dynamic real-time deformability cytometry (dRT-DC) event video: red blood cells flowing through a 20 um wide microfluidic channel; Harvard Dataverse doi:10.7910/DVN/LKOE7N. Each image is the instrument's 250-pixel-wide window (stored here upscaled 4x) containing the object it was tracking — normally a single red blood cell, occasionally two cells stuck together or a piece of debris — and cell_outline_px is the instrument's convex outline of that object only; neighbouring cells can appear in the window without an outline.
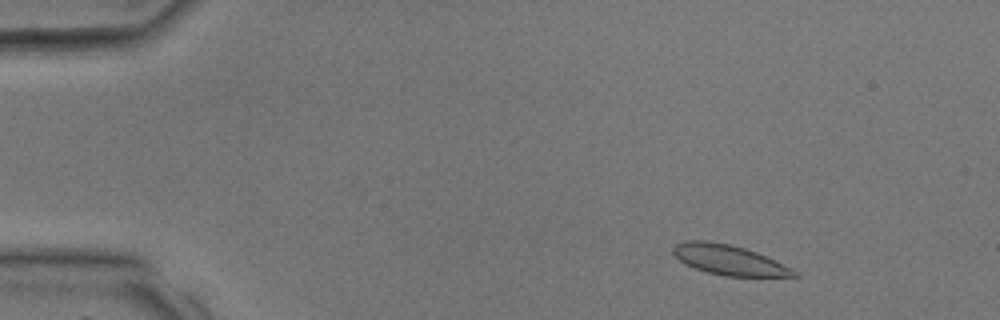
{"species": "common noctule bat (a hibernating species)", "species_latin": "Nyctalus noctula", "temperature_condition": "room temperature", "stored_images_in_passage": 35, "camera_frame_rate_fps": 3000, "um_per_image_px": 0.085, "animal": {"sex": "male", "body_mass_g": 17.9, "forearm_length_mm": 54.2}, "frame": {"image": 1, "passage_image": 4, "time_ms": 1.0, "image_size_px": [1000, 320], "cell_outline_px": [[800, 276], [724, 276], [708, 272], [696, 268], [680, 260], [672, 252], [672, 248], [676, 244], [684, 240], [704, 240], [728, 244], [744, 248], [756, 252], [796, 272]], "centroid_in_image_um": [61.88, 22.08], "position_along_channel_um": 23.1, "area_um2": 20.46}}
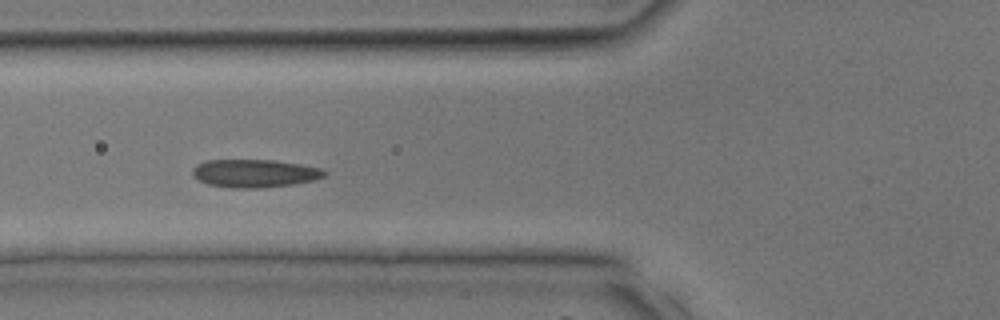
{"frame": {"image": 2, "passage_image": 13, "time_ms": 4.0, "image_size_px": [1000, 320], "cell_outline_px": [[328, 172], [324, 176], [312, 180], [292, 184], [260, 188], [232, 188], [208, 184], [192, 176], [192, 168], [196, 164], [204, 160], [276, 160], [324, 168]], "centroid_in_image_um": [21.63, 14.72], "position_along_channel_um": 104.2, "area_um2": 21.68}}
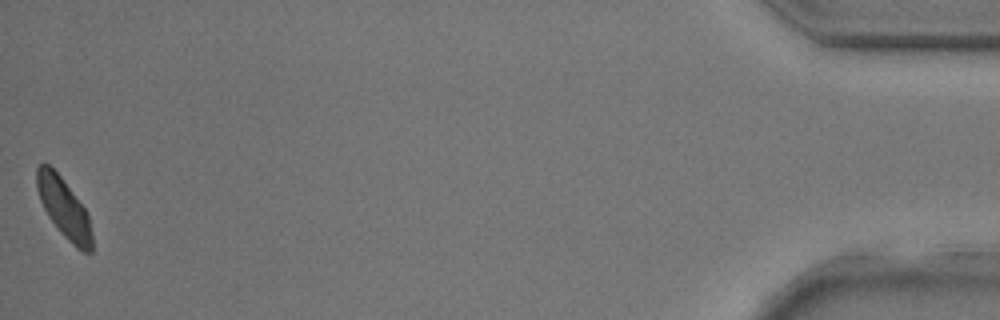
{"frame": {"image": 3, "passage_image": 35, "time_ms": 11.333, "image_size_px": [1000, 320], "cell_outline_px": [[92, 252], [80, 252], [60, 232], [48, 216], [40, 200], [36, 188], [36, 168], [40, 164], [48, 164], [60, 176], [84, 208], [88, 216], [92, 232]], "centroid_in_image_um": [5.43, 17.71], "position_along_channel_um": 429.8, "area_um2": 18.96}}